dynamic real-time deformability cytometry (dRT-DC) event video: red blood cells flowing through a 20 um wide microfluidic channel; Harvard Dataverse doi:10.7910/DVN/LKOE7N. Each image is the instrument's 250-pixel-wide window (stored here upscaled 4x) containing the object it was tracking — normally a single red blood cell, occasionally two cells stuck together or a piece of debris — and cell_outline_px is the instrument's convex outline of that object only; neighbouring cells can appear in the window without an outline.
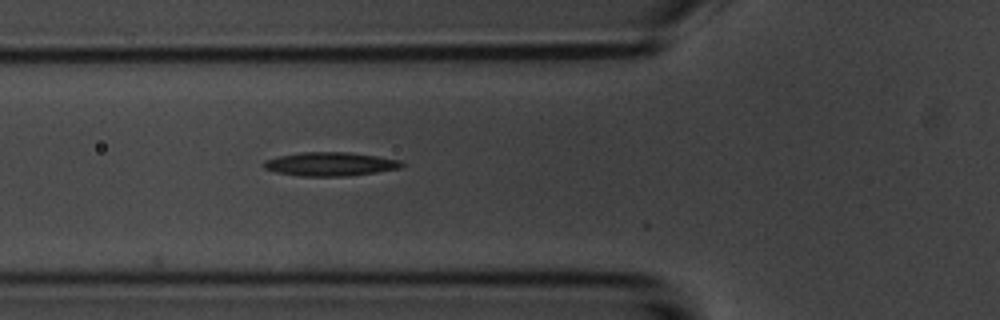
{"species": "common noctule bat (a hibernating species)", "species_latin": "Nyctalus noctula", "temperature_condition": "room temperature", "stored_images_in_passage": 6, "camera_frame_rate_fps": 3000, "um_per_image_px": 0.085, "animal": {"sex": "male", "body_mass_g": 20.1, "forearm_length_mm": 53.5}, "frame": {"image": 1, "passage_image": 5, "time_ms": 5.667, "image_size_px": [1000, 320], "cell_outline_px": [[404, 164], [400, 168], [376, 172], [348, 176], [300, 176], [276, 172], [264, 168], [264, 160], [280, 156], [300, 152], [348, 152], [376, 156], [400, 160]], "centroid_in_image_um": [28.06, 13.94], "position_along_channel_um": 97.7, "area_um2": 18.96}}